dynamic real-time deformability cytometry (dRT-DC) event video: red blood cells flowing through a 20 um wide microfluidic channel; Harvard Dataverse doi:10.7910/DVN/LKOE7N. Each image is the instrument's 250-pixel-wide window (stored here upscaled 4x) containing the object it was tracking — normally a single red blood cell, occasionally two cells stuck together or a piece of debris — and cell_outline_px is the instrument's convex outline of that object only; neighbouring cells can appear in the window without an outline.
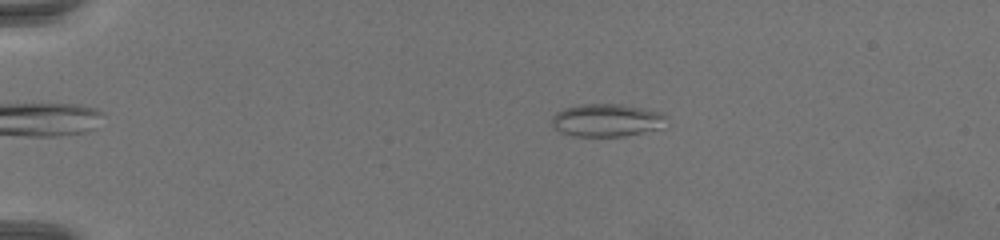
{"species": "common noctule bat (a hibernating species)", "species_latin": "Nyctalus noctula", "temperature_condition": "warm", "stored_images_in_passage": 70, "camera_frame_rate_fps": 3000, "um_per_image_px": 0.085, "animal": {"sex": "female", "body_mass_g": 19.5, "forearm_length_mm": 54.1}, "frame": {"image": 1, "passage_image": 16, "time_ms": 5.0, "image_size_px": [1000, 240], "cell_outline_px": [[668, 116], [664, 128], [624, 136], [576, 136], [560, 132], [552, 124], [552, 116], [556, 112], [564, 108], [588, 104], [620, 104], [664, 112]], "centroid_in_image_um": [51.64, 10.22], "position_along_channel_um": 33.4, "area_um2": 22.02}}
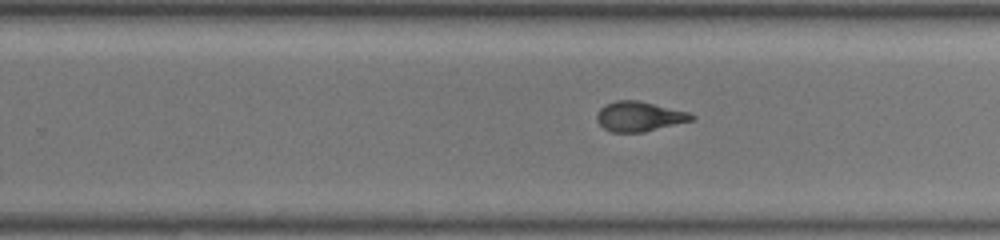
{"frame": {"image": 2, "passage_image": 47, "time_ms": 15.333, "image_size_px": [1000, 240], "cell_outline_px": [[696, 116], [692, 120], [644, 132], [612, 132], [604, 128], [596, 120], [596, 112], [600, 108], [616, 100], [636, 100], [688, 112]], "centroid_in_image_um": [54.3, 9.9], "position_along_channel_um": 275.5, "area_um2": 16.24}}
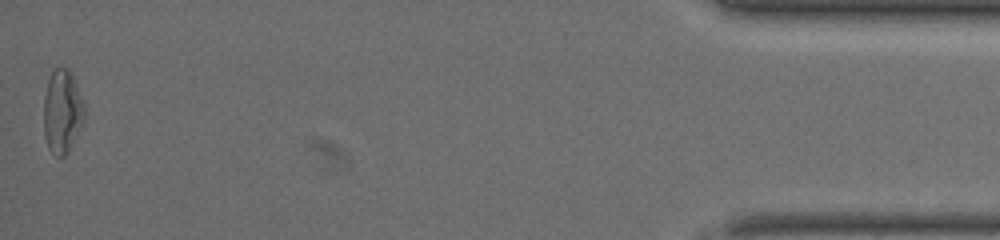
{"frame": {"image": 3, "passage_image": 70, "time_ms": 23.0, "image_size_px": [1000, 240], "cell_outline_px": [[84, 120], [68, 152], [64, 156], [56, 156], [48, 148], [44, 136], [44, 96], [48, 80], [52, 72], [56, 68], [68, 68], [84, 100]], "centroid_in_image_um": [5.29, 9.49], "position_along_channel_um": 429.9, "area_um2": 19.71}}